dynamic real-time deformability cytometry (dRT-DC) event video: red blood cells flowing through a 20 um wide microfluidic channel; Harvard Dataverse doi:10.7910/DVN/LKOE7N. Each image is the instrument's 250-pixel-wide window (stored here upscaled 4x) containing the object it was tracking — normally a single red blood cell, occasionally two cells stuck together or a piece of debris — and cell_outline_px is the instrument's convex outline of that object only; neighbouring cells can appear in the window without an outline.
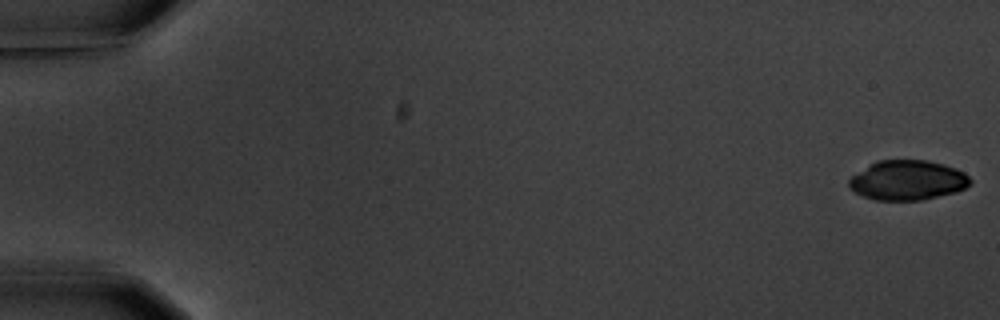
{"species": "common noctule bat (a hibernating species)", "species_latin": "Nyctalus noctula", "temperature_condition": "warm", "stored_images_in_passage": 7, "camera_frame_rate_fps": 3000, "um_per_image_px": 0.085, "animal": {"sex": "male", "body_mass_g": 20.1, "forearm_length_mm": 53.5}, "frame": {"image": 1, "passage_image": 1, "time_ms": 0.0, "image_size_px": [1000, 320], "cell_outline_px": [[972, 184], [956, 192], [920, 200], [876, 200], [864, 196], [848, 188], [848, 180], [852, 176], [868, 164], [876, 160], [928, 160], [944, 164], [956, 168], [964, 172], [972, 180]], "centroid_in_image_um": [77.14, 15.31], "position_along_channel_um": 7.9, "area_um2": 28.26}}